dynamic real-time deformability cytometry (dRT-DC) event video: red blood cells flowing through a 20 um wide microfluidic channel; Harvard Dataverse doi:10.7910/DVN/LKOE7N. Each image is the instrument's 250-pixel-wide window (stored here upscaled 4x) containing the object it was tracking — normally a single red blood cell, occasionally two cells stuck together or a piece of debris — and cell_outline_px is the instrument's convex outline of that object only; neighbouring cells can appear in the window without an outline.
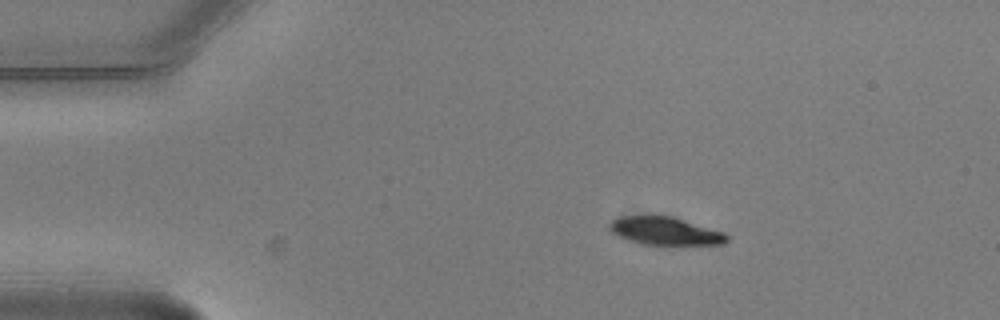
{"species": "common noctule bat (a hibernating species)", "species_latin": "Nyctalus noctula", "temperature_condition": "warm", "stored_images_in_passage": 2, "camera_frame_rate_fps": 3000, "um_per_image_px": 0.085, "animal": {"sex": "male", "body_mass_g": 20.5, "forearm_length_mm": 52.5}, "frame": {"image": 1, "passage_image": 2, "time_ms": 0.333, "image_size_px": [1000, 320], "cell_outline_px": [[728, 240], [724, 244], [640, 244], [628, 240], [612, 232], [608, 228], [608, 224], [616, 216], [652, 212], [672, 216], [724, 232], [728, 236]], "centroid_in_image_um": [56.44, 19.57], "position_along_channel_um": 28.6, "area_um2": 19.77}}